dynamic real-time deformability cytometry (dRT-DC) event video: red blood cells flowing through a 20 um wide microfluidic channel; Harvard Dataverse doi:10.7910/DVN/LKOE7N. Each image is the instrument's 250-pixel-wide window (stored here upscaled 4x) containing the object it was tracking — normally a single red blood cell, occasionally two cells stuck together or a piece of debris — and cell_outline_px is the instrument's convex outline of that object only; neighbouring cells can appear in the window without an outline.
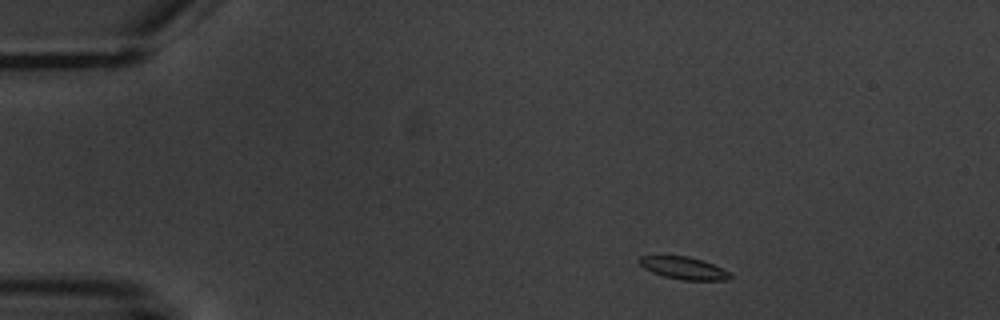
{"species": "common noctule bat (a hibernating species)", "species_latin": "Nyctalus noctula", "temperature_condition": "warm", "stored_images_in_passage": 3, "camera_frame_rate_fps": 3000, "um_per_image_px": 0.085, "animal": {"sex": "male", "body_mass_g": 20.1, "forearm_length_mm": 53.5}, "frame": {"image": 1, "passage_image": 1, "time_ms": 0.0, "image_size_px": [1000, 320], "cell_outline_px": [[732, 276], [728, 280], [684, 280], [664, 276], [652, 272], [644, 268], [636, 260], [640, 256], [688, 256], [712, 264], [728, 272]], "centroid_in_image_um": [58.07, 22.79], "position_along_channel_um": 26.9, "area_um2": 11.62}}
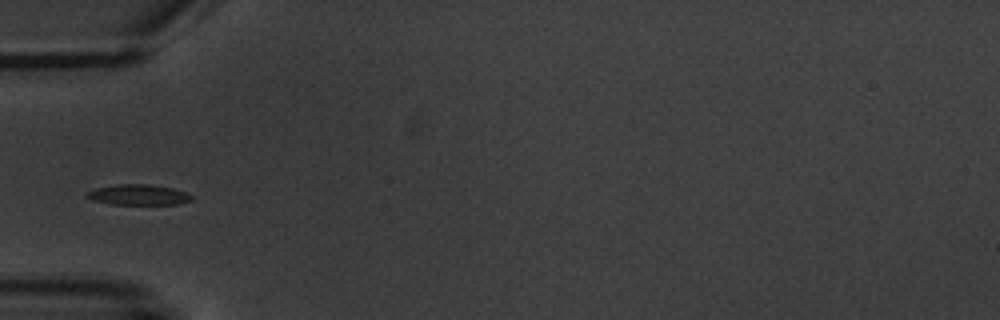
{"frame": {"image": 2, "passage_image": 3, "time_ms": 3.333, "image_size_px": [1000, 320], "cell_outline_px": [[192, 200], [180, 204], [112, 204], [92, 200], [84, 196], [88, 192], [96, 188], [116, 184], [148, 184], [172, 188], [184, 192], [192, 196]], "centroid_in_image_um": [11.75, 16.55], "position_along_channel_um": 73.3, "area_um2": 12.43}}